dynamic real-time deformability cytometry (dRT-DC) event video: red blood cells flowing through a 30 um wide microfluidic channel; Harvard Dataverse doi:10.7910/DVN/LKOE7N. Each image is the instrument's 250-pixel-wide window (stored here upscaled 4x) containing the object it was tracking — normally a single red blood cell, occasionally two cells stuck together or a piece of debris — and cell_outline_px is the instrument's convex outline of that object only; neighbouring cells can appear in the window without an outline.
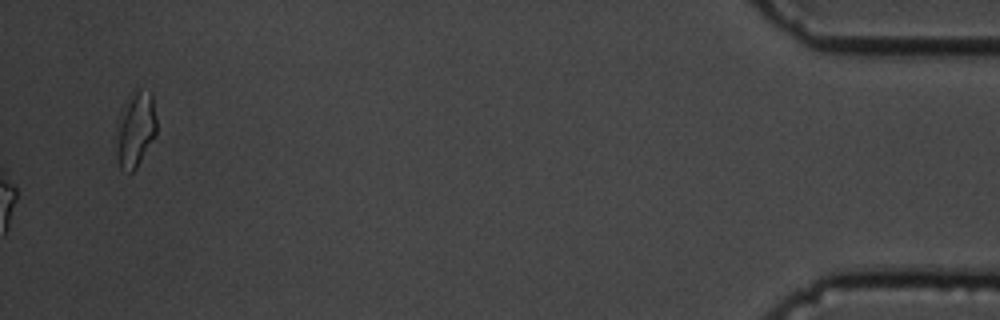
{"species": "common noctule bat (a hibernating species)", "species_latin": "Nyctalus noctula", "temperature_condition": "cold", "stored_images_in_passage": 46, "camera_frame_rate_fps": 3000, "um_per_image_px": 0.085, "animal": {"sex": "male", "body_mass_g": 19.5, "forearm_length_mm": 54.6}, "frame": {"image": 1, "passage_image": 46, "time_ms": 15.0, "image_size_px": [1000, 320], "cell_outline_px": [[156, 136], [136, 168], [132, 172], [128, 172], [120, 168], [116, 152], [116, 124], [120, 112], [128, 96], [136, 88], [148, 88], [152, 92], [156, 116]], "centroid_in_image_um": [11.52, 10.93], "position_along_channel_um": 423.7, "area_um2": 18.32}}